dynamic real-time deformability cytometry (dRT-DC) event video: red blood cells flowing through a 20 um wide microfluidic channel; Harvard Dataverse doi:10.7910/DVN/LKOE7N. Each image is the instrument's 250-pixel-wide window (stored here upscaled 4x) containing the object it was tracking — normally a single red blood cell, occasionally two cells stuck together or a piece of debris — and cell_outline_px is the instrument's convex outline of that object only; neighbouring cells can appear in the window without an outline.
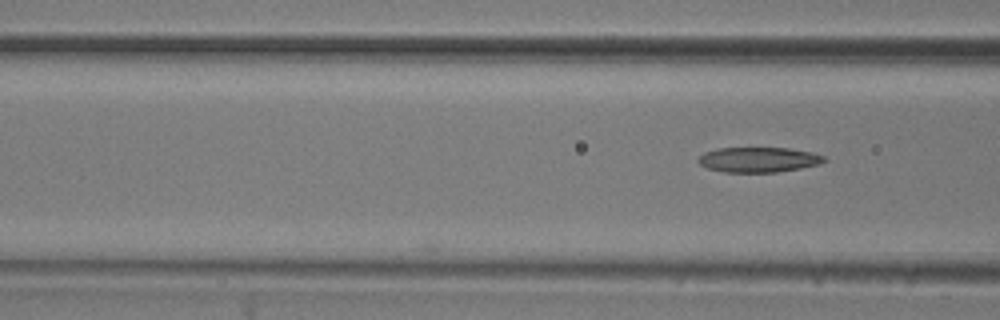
{"species": "common noctule bat (a hibernating species)", "species_latin": "Nyctalus noctula", "temperature_condition": "room temperature", "stored_images_in_passage": 5, "camera_frame_rate_fps": 3000, "um_per_image_px": 0.085, "animal": {"sex": "male", "body_mass_g": 20.5, "forearm_length_mm": 52.5}, "frame": {"image": 1, "passage_image": 5, "time_ms": 1.333, "image_size_px": [1000, 320], "cell_outline_px": [[828, 160], [820, 164], [800, 168], [776, 172], [724, 172], [708, 168], [700, 164], [696, 160], [704, 152], [720, 148], [788, 148], [812, 152], [824, 156]], "centroid_in_image_um": [64.49, 13.57], "position_along_channel_um": 102.1, "area_um2": 18.38}}